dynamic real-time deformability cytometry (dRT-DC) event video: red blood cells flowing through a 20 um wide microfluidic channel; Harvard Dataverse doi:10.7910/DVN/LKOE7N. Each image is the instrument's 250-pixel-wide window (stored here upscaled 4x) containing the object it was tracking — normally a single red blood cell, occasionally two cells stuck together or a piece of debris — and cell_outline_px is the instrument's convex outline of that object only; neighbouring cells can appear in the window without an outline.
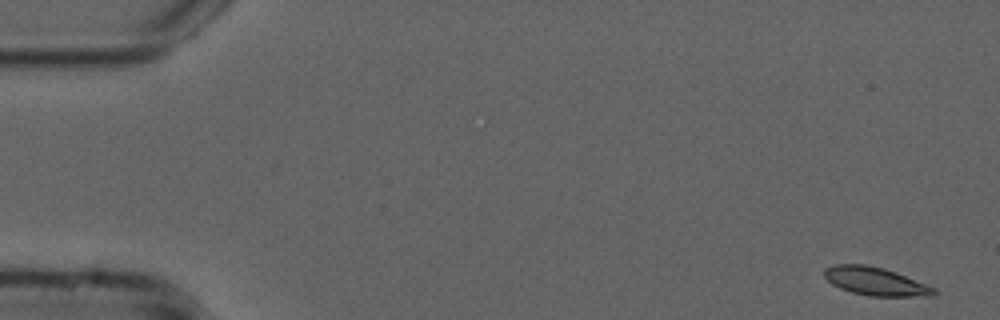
{"species": "common noctule bat (a hibernating species)", "species_latin": "Nyctalus noctula", "temperature_condition": "cold", "stored_images_in_passage": 10, "camera_frame_rate_fps": 3000, "um_per_image_px": 0.085, "animal": {"sex": "male", "forearm_length_mm": 52.5}, "frame": {"image": 1, "passage_image": 1, "time_ms": 0.0, "image_size_px": [1000, 320], "cell_outline_px": [[936, 296], [868, 296], [852, 292], [840, 288], [832, 284], [824, 276], [824, 268], [832, 264], [864, 264], [884, 268], [896, 272], [936, 288]], "centroid_in_image_um": [74.41, 23.91], "position_along_channel_um": 10.6, "area_um2": 18.09}}